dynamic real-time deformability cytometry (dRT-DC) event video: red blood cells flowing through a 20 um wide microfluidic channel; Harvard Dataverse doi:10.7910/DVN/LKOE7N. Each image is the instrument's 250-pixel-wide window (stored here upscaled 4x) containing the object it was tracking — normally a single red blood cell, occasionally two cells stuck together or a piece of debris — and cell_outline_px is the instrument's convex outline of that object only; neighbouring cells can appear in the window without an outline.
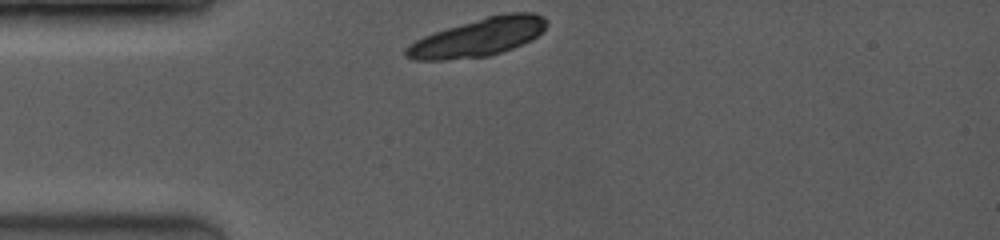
{"species": "common noctule bat (a hibernating species)", "species_latin": "Nyctalus noctula", "temperature_condition": "room temperature", "stored_images_in_passage": 4, "camera_frame_rate_fps": 3500, "um_per_image_px": 0.085, "animal": {"sex": "female", "body_mass_g": 19.0, "forearm_length_mm": 53.3}, "frame": {"image": 1, "passage_image": 1, "time_ms": 0.0, "image_size_px": [1000, 240], "cell_outline_px": [[548, 24], [532, 40], [512, 48], [488, 56], [444, 60], [412, 60], [404, 56], [404, 48], [408, 44], [432, 32], [488, 16], [508, 12], [532, 12], [544, 16], [548, 20]], "centroid_in_image_um": [40.62, 3.17], "position_along_channel_um": 44.4, "area_um2": 31.27}}